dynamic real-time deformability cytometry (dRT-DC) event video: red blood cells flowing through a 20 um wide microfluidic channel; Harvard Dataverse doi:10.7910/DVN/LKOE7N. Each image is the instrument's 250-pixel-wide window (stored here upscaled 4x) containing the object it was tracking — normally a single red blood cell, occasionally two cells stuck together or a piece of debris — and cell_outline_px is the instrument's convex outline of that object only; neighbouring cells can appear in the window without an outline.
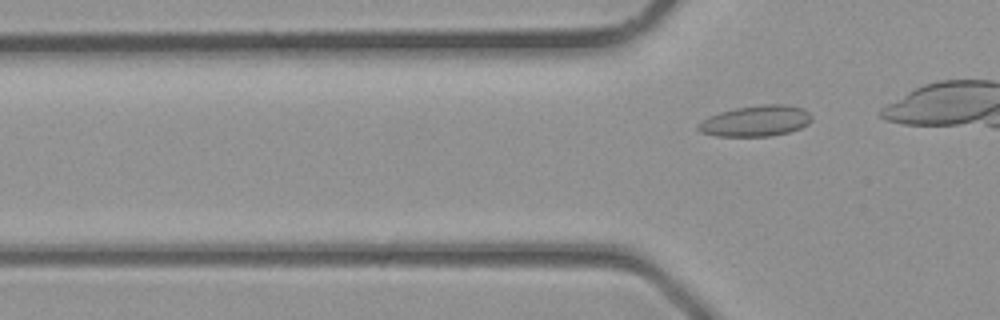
{"species": "common noctule bat (a hibernating species)", "species_latin": "Nyctalus noctula", "temperature_condition": "room temperature", "stored_images_in_passage": 2, "camera_frame_rate_fps": 3000, "um_per_image_px": 0.085, "animal": {"sex": "male", "body_mass_g": 23.1, "forearm_length_mm": 52.7}, "frame": {"image": 1, "passage_image": 2, "time_ms": 0.333, "image_size_px": [1000, 320], "cell_outline_px": [[812, 120], [808, 124], [800, 128], [788, 132], [772, 136], [716, 136], [700, 132], [696, 128], [696, 124], [708, 116], [720, 112], [736, 108], [760, 104], [788, 104], [804, 108], [812, 116]], "centroid_in_image_um": [64.24, 10.27], "position_along_channel_um": 61.6, "area_um2": 20.69}}